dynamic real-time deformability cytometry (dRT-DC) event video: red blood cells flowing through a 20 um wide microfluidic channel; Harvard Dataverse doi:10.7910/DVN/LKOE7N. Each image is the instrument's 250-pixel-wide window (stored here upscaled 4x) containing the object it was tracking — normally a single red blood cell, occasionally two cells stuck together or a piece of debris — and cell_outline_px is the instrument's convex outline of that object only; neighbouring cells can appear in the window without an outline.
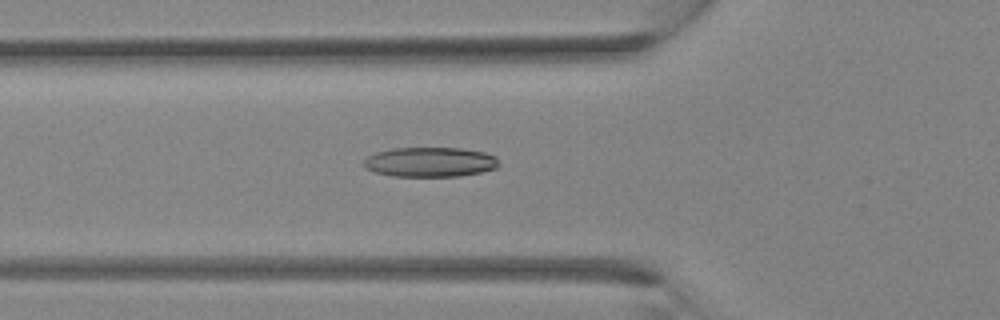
{"species": "Egyptian fruit bat (a non-hibernating species)", "species_latin": "Rousettus aegyptiacus", "temperature_condition": "room temperature", "stored_images_in_passage": 30, "camera_frame_rate_fps": 3000, "um_per_image_px": 0.085, "animal": {"sex": "female"}, "frame": {"image": 1, "passage_image": 9, "time_ms": 2.667, "image_size_px": [1000, 320], "cell_outline_px": [[500, 164], [496, 168], [480, 172], [460, 176], [392, 176], [376, 172], [364, 168], [364, 160], [368, 156], [376, 152], [392, 148], [460, 148], [484, 152], [496, 156]], "centroid_in_image_um": [36.56, 13.77], "position_along_channel_um": 89.2, "area_um2": 23.41}}
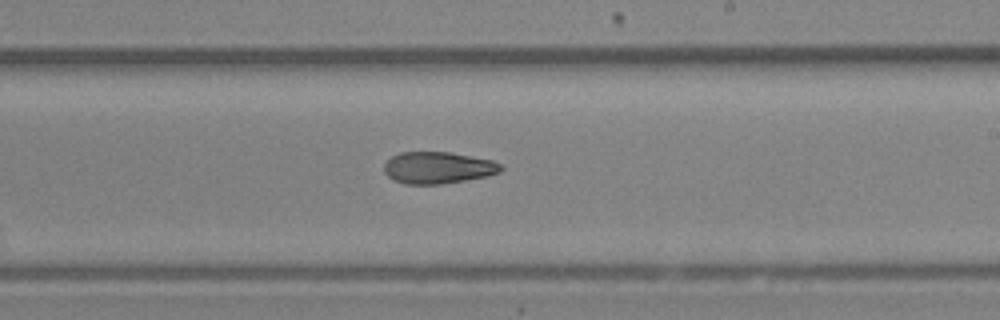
{"frame": {"image": 2, "passage_image": 17, "time_ms": 5.333, "image_size_px": [1000, 320], "cell_outline_px": [[504, 168], [500, 172], [488, 176], [440, 184], [404, 184], [388, 176], [384, 172], [384, 164], [392, 156], [400, 152], [448, 152], [492, 160], [500, 164]], "centroid_in_image_um": [37.23, 14.25], "position_along_channel_um": 251.8, "area_um2": 21.5}}
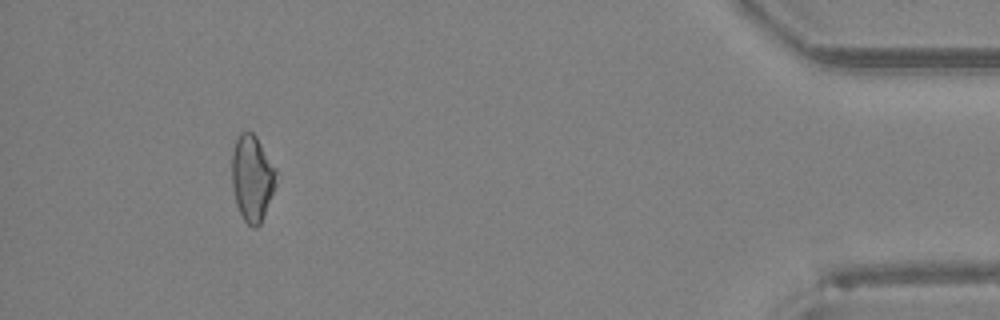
{"frame": {"image": 3, "passage_image": 28, "time_ms": 9.0, "image_size_px": [1000, 320], "cell_outline_px": [[276, 184], [260, 224], [256, 228], [252, 228], [244, 220], [236, 204], [232, 184], [232, 152], [236, 140], [240, 132], [252, 132], [256, 136], [276, 168]], "centroid_in_image_um": [21.43, 15.13], "position_along_channel_um": 413.8, "area_um2": 22.08}}